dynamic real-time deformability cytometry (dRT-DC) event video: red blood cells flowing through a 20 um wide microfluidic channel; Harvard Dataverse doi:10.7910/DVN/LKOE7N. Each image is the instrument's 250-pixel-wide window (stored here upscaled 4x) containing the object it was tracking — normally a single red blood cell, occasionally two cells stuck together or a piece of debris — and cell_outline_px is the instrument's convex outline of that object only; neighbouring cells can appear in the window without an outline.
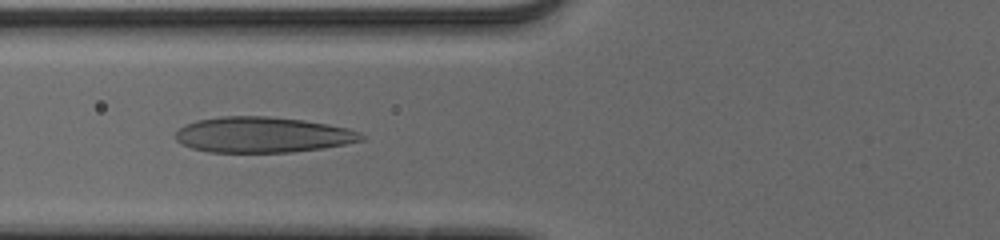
{"species": "human", "species_latin": "Homo sapiens", "temperature_condition": "cold", "stored_images_in_passage": 33, "camera_frame_rate_fps": 3000, "um_per_image_px": 0.085, "donor": {"sex": "male"}, "frame": {"image": 1, "passage_image": 5, "time_ms": 1.333, "image_size_px": [1000, 240], "cell_outline_px": [[364, 140], [324, 148], [292, 152], [208, 152], [192, 148], [180, 144], [176, 140], [176, 132], [184, 124], [196, 120], [220, 116], [268, 116], [304, 120], [328, 124], [348, 128], [360, 132], [364, 136]], "centroid_in_image_um": [22.31, 11.45], "position_along_channel_um": 103.5, "area_um2": 38.78}}
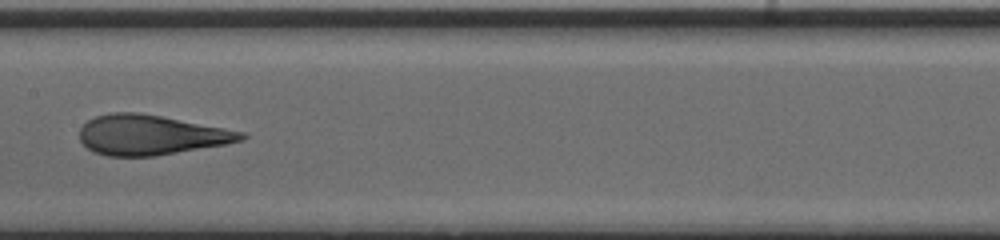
{"frame": {"image": 2, "passage_image": 12, "time_ms": 3.667, "image_size_px": [1000, 240], "cell_outline_px": [[248, 136], [244, 140], [228, 144], [156, 156], [108, 156], [96, 152], [88, 148], [80, 140], [80, 128], [88, 120], [96, 116], [112, 112], [140, 112], [248, 132]], "centroid_in_image_um": [12.88, 11.47], "position_along_channel_um": 194.5, "area_um2": 37.86}}
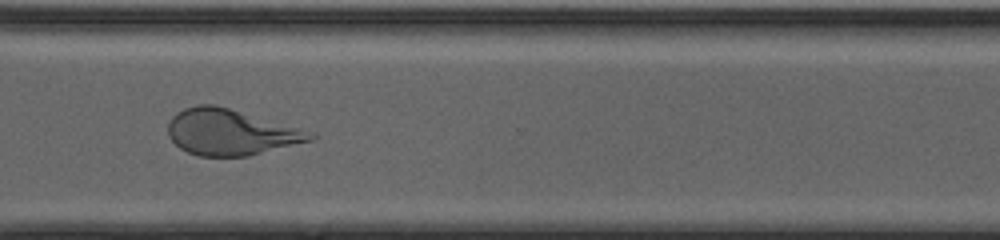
{"frame": {"image": 3, "passage_image": 24, "time_ms": 7.667, "image_size_px": [1000, 240], "cell_outline_px": [[316, 136], [312, 140], [248, 156], [200, 156], [188, 152], [180, 148], [168, 136], [168, 124], [172, 116], [176, 112], [184, 108], [196, 104], [216, 104], [316, 132]], "centroid_in_image_um": [19.61, 11.22], "position_along_channel_um": 351.0, "area_um2": 38.26}, "authors_computed_cell_mechanics": {"area_um2": 37.8012, "velocity_mm_per_s": 3.9093, "shape_relaxation_time_tau1_ms": 7.0216, "shape_relaxation_time_tau2_ms": 0.8589, "deformation_change_tau1": 0.2363, "deformation_change_tau2": 0.084}}